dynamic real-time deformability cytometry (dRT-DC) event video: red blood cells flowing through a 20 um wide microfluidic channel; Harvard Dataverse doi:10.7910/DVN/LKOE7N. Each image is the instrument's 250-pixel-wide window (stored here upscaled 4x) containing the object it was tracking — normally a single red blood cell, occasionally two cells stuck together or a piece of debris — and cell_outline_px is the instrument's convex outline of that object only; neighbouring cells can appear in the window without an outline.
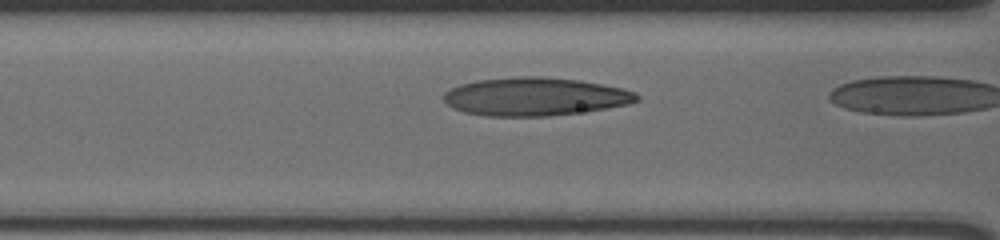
{"species": "human", "species_latin": "Homo sapiens", "temperature_condition": "cold", "stored_images_in_passage": 5, "camera_frame_rate_fps": 3000, "um_per_image_px": 0.085, "donor": {"sex": "male"}, "frame": {"image": 1, "passage_image": 4, "time_ms": 1.0, "image_size_px": [1000, 240], "cell_outline_px": [[640, 100], [628, 104], [604, 108], [548, 116], [488, 116], [464, 112], [452, 108], [444, 100], [444, 92], [460, 84], [476, 80], [512, 76], [540, 76], [580, 80], [620, 88], [636, 92], [640, 96]], "centroid_in_image_um": [45.44, 8.2], "position_along_channel_um": 121.2, "area_um2": 42.89}}